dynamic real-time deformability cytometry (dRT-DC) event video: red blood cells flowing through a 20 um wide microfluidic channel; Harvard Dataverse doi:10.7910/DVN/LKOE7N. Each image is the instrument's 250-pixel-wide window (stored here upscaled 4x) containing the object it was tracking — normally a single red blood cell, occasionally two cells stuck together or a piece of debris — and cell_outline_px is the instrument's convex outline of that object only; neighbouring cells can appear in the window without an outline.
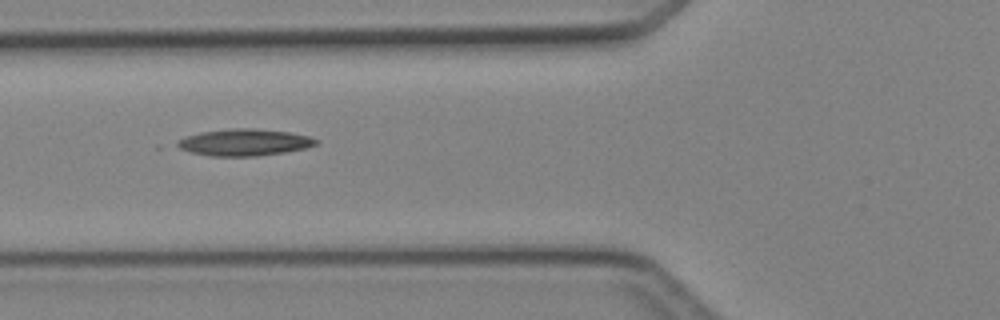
{"species": "Egyptian fruit bat (a non-hibernating species)", "species_latin": "Rousettus aegyptiacus", "temperature_condition": "cold", "stored_images_in_passage": 6, "camera_frame_rate_fps": 3000, "um_per_image_px": 0.085, "animal": {"sex": "female"}, "frame": {"image": 1, "passage_image": 5, "time_ms": 5.667, "image_size_px": [1000, 320], "cell_outline_px": [[320, 140], [316, 144], [304, 148], [284, 152], [260, 156], [212, 156], [192, 152], [168, 144], [176, 140], [200, 132], [232, 128], [256, 128], [288, 132], [308, 136]], "centroid_in_image_um": [20.71, 12.1], "position_along_channel_um": 105.1, "area_um2": 21.73}}
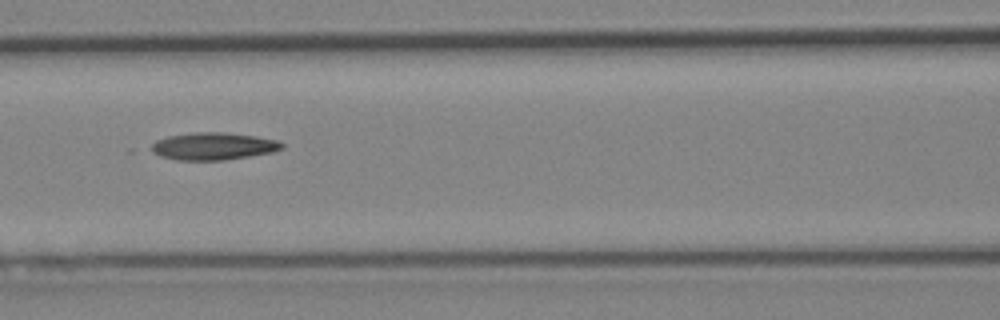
{"frame": {"image": 2, "passage_image": 6, "time_ms": 6.667, "image_size_px": [1000, 320], "cell_outline_px": [[284, 148], [272, 152], [224, 160], [176, 160], [160, 156], [144, 148], [156, 140], [168, 136], [196, 132], [224, 132], [256, 136], [276, 140], [284, 144]], "centroid_in_image_um": [18.05, 12.43], "position_along_channel_um": 148.5, "area_um2": 21.04}}